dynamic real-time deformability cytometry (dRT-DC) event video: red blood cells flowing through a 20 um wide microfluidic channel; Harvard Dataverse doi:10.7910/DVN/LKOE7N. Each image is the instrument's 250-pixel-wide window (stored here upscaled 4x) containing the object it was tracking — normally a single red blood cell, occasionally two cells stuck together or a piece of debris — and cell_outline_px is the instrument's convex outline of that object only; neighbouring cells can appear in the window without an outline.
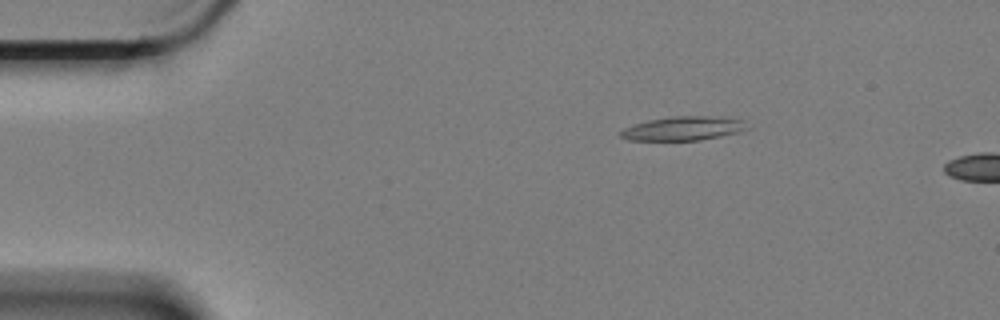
{"species": "Egyptian fruit bat (a non-hibernating species)", "species_latin": "Rousettus aegyptiacus", "temperature_condition": "cold", "stored_images_in_passage": 3, "camera_frame_rate_fps": 3000, "um_per_image_px": 0.085, "animal": {"sex": "female"}, "frame": {"image": 1, "passage_image": 1, "time_ms": 0.0, "image_size_px": [1000, 320], "cell_outline_px": [[752, 128], [740, 132], [700, 140], [628, 140], [620, 136], [620, 132], [624, 128], [648, 120], [672, 116], [728, 116], [744, 120]], "centroid_in_image_um": [58.19, 10.9], "position_along_channel_um": 26.8, "area_um2": 17.92}}